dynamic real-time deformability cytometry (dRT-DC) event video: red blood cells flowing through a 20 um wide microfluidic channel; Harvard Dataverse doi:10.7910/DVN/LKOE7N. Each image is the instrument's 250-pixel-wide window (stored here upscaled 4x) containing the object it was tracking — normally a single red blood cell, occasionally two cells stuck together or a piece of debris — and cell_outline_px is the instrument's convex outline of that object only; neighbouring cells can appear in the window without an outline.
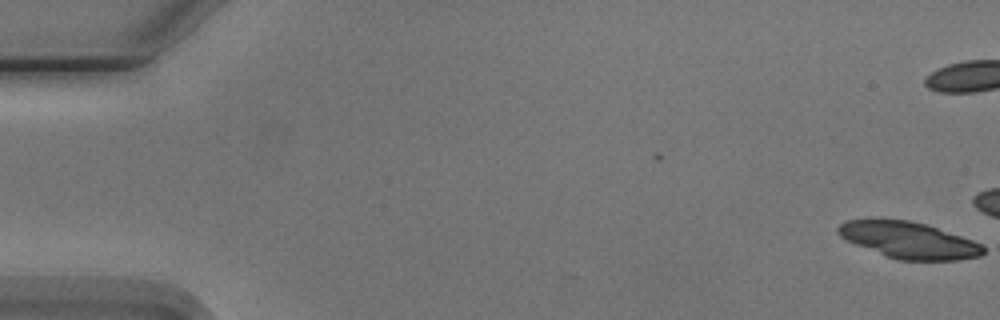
{"species": "Egyptian fruit bat (a non-hibernating species)", "species_latin": "Rousettus aegyptiacus", "temperature_condition": "cold", "stored_images_in_passage": 7, "camera_frame_rate_fps": 3000, "um_per_image_px": 0.085, "animal": {"sex": "male"}, "frame": {"image": 1, "passage_image": 1, "time_ms": 0.0, "image_size_px": [1000, 320], "cell_outline_px": [[984, 252], [980, 256], [960, 260], [896, 260], [856, 244], [840, 236], [836, 232], [836, 228], [840, 224], [848, 220], [868, 216], [908, 220], [924, 224], [972, 240], [980, 244], [984, 248]], "centroid_in_image_um": [77.16, 20.38], "position_along_channel_um": 7.8, "area_um2": 31.1}}